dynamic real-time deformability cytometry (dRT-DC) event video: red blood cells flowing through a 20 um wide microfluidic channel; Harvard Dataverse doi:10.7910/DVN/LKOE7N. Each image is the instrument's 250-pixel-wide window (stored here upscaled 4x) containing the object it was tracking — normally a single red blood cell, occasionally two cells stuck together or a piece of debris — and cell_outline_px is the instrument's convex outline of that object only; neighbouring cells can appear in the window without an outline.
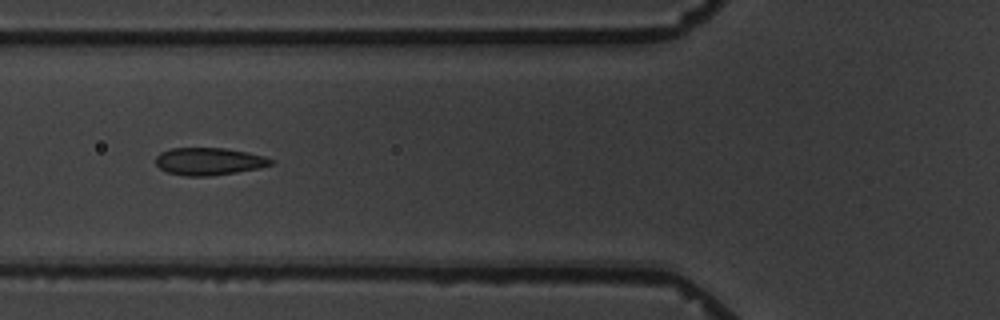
{"species": "common noctule bat (a hibernating species)", "species_latin": "Nyctalus noctula", "temperature_condition": "warm", "stored_images_in_passage": 10, "camera_frame_rate_fps": 3000, "um_per_image_px": 0.085, "animal": {"sex": "male", "body_mass_g": 19.5, "forearm_length_mm": 54.6}, "frame": {"image": 1, "passage_image": 6, "time_ms": 6.667, "image_size_px": [1000, 320], "cell_outline_px": [[272, 164], [260, 168], [236, 172], [208, 176], [188, 176], [168, 172], [160, 168], [156, 164], [156, 156], [160, 152], [172, 148], [224, 148], [248, 152], [264, 156], [272, 160]], "centroid_in_image_um": [17.75, 13.71], "position_along_channel_um": 108.0, "area_um2": 18.26}}
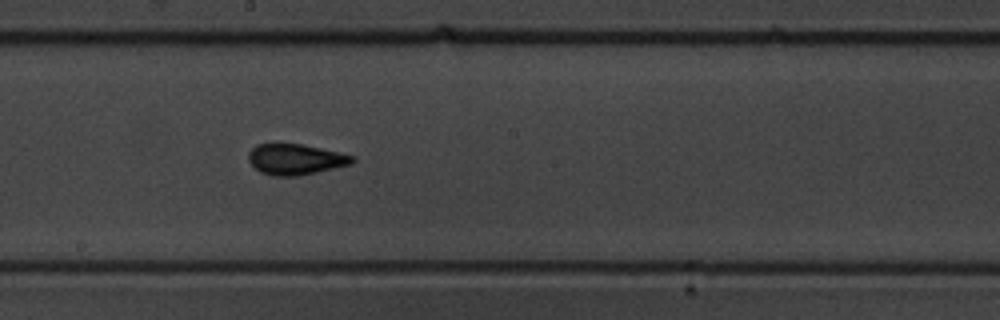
{"frame": {"image": 2, "passage_image": 9, "time_ms": 10.0, "image_size_px": [1000, 320], "cell_outline_px": [[356, 160], [352, 164], [316, 172], [296, 176], [272, 176], [260, 172], [248, 160], [248, 152], [256, 144], [272, 140], [276, 140], [304, 144], [340, 152], [356, 156]], "centroid_in_image_um": [25.09, 13.48], "position_along_channel_um": 223.1, "area_um2": 19.48}}
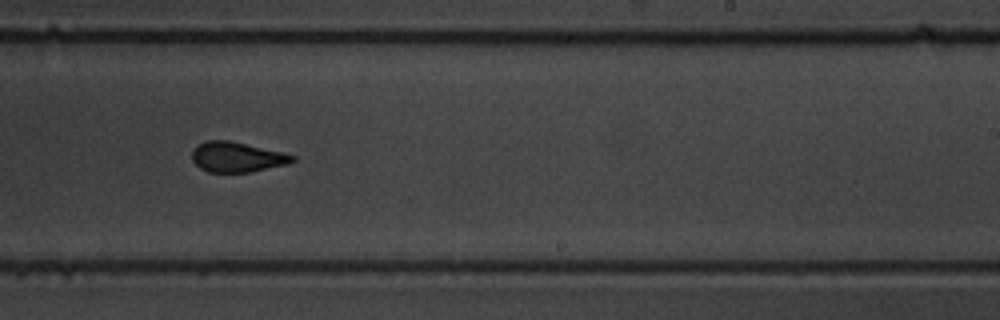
{"frame": {"image": 3, "passage_image": 10, "time_ms": 11.333, "image_size_px": [1000, 320], "cell_outline_px": [[296, 160], [288, 164], [248, 172], [208, 172], [200, 168], [192, 160], [192, 152], [196, 144], [204, 140], [228, 140], [280, 152], [296, 156]], "centroid_in_image_um": [20.09, 13.34], "position_along_channel_um": 268.9, "area_um2": 17.51}}